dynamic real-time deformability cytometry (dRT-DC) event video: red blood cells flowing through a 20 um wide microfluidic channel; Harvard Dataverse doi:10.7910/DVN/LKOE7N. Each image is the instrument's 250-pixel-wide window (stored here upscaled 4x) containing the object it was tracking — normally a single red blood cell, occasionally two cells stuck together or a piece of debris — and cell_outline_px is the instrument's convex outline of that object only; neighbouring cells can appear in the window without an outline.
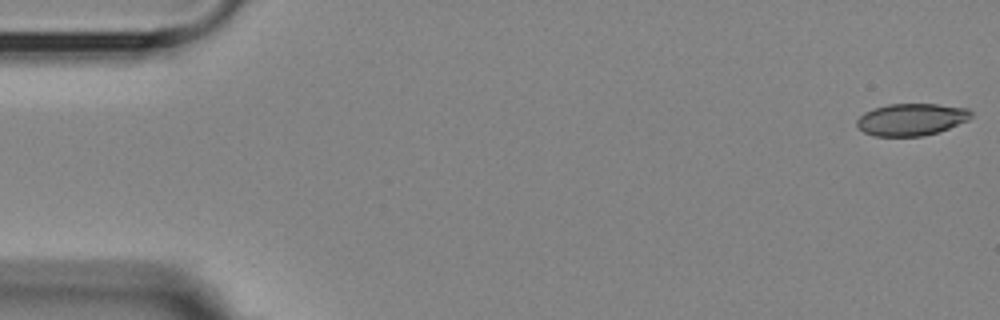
{"species": "Egyptian fruit bat (a non-hibernating species)", "species_latin": "Rousettus aegyptiacus", "temperature_condition": "room temperature", "stored_images_in_passage": 9, "camera_frame_rate_fps": 3000, "um_per_image_px": 0.085, "animal": {"sex": "female"}, "frame": {"image": 1, "passage_image": 1, "time_ms": 0.0, "image_size_px": [1000, 320], "cell_outline_px": [[972, 116], [968, 120], [948, 128], [936, 132], [920, 136], [872, 136], [856, 128], [856, 120], [864, 112], [872, 108], [888, 104], [936, 104], [968, 108], [972, 112]], "centroid_in_image_um": [77.42, 10.15], "position_along_channel_um": 7.6, "area_um2": 21.44}}
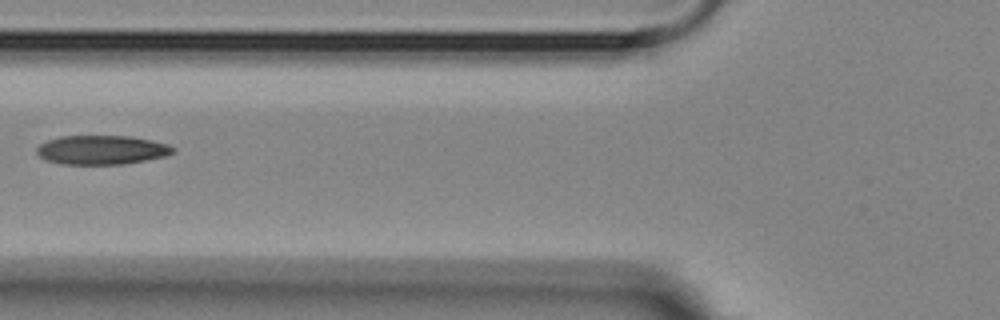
{"frame": {"image": 2, "passage_image": 6, "time_ms": 6.667, "image_size_px": [1000, 320], "cell_outline_px": [[176, 152], [164, 156], [124, 164], [60, 164], [48, 160], [40, 156], [36, 152], [36, 148], [40, 144], [48, 140], [60, 136], [128, 136], [168, 144], [176, 148]], "centroid_in_image_um": [8.64, 12.74], "position_along_channel_um": 117.2, "area_um2": 22.95}}
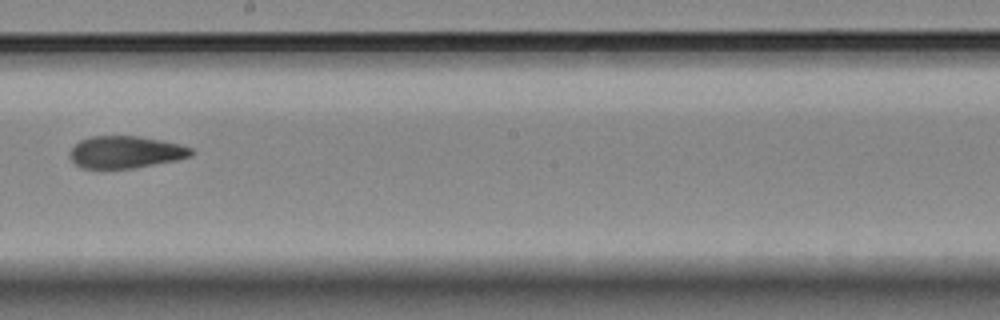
{"frame": {"image": 3, "passage_image": 9, "time_ms": 10.0, "image_size_px": [1000, 320], "cell_outline_px": [[192, 156], [176, 160], [132, 168], [100, 172], [80, 168], [68, 156], [68, 152], [80, 140], [88, 136], [136, 136], [160, 140], [180, 144], [192, 148]], "centroid_in_image_um": [10.58, 12.97], "position_along_channel_um": 237.6, "area_um2": 23.41}}